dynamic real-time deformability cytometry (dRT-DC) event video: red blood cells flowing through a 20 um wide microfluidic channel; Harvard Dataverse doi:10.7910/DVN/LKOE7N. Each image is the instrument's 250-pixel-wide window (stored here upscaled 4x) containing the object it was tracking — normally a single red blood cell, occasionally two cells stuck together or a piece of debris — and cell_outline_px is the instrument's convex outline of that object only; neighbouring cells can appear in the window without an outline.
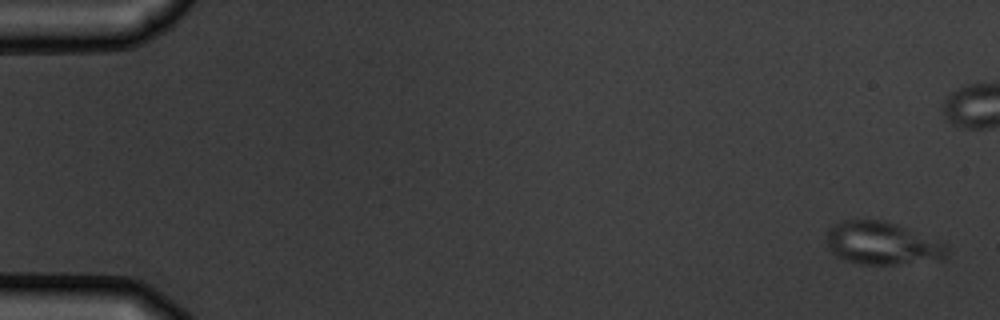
{"species": "common noctule bat (a hibernating species)", "species_latin": "Nyctalus noctula", "temperature_condition": "warm", "stored_images_in_passage": 7, "camera_frame_rate_fps": 3000, "um_per_image_px": 0.085, "animal": {"sex": "male", "body_mass_g": 19.5, "forearm_length_mm": 54.6}, "frame": {"image": 1, "passage_image": 1, "time_ms": 0.0, "image_size_px": [1000, 320], "cell_outline_px": [[948, 252], [944, 260], [896, 264], [860, 264], [844, 260], [836, 256], [828, 248], [824, 236], [828, 228], [832, 224], [844, 220], [888, 220], [948, 244]], "centroid_in_image_um": [74.97, 20.67], "position_along_channel_um": 10.0, "area_um2": 30.69}}